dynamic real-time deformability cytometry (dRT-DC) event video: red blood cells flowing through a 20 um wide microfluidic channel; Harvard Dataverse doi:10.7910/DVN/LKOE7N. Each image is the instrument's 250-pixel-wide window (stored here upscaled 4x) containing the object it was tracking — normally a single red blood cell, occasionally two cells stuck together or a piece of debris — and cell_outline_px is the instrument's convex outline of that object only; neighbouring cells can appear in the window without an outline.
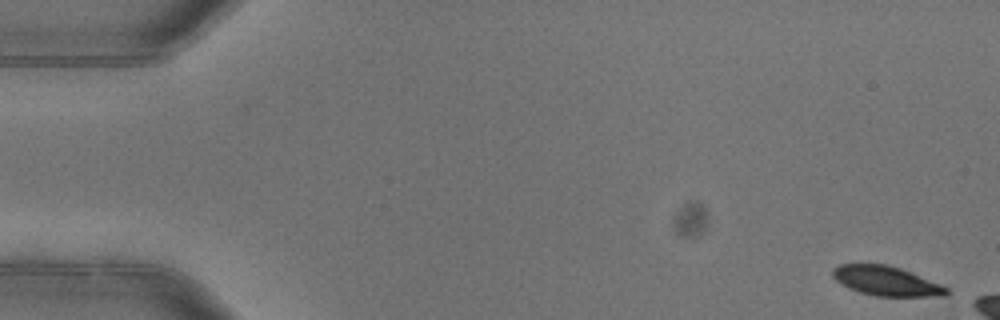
{"species": "common noctule bat (a hibernating species)", "species_latin": "Nyctalus noctula", "temperature_condition": "warm", "stored_images_in_passage": 3, "camera_frame_rate_fps": 3000, "um_per_image_px": 0.085, "animal": {"sex": "female"}, "frame": {"image": 1, "passage_image": 1, "time_ms": 0.0, "image_size_px": [1000, 320], "cell_outline_px": [[948, 292], [944, 296], [876, 296], [860, 292], [848, 288], [840, 284], [832, 276], [832, 268], [840, 264], [888, 264], [900, 268], [940, 284], [948, 288]], "centroid_in_image_um": [75.28, 23.88], "position_along_channel_um": 9.7, "area_um2": 19.48}}